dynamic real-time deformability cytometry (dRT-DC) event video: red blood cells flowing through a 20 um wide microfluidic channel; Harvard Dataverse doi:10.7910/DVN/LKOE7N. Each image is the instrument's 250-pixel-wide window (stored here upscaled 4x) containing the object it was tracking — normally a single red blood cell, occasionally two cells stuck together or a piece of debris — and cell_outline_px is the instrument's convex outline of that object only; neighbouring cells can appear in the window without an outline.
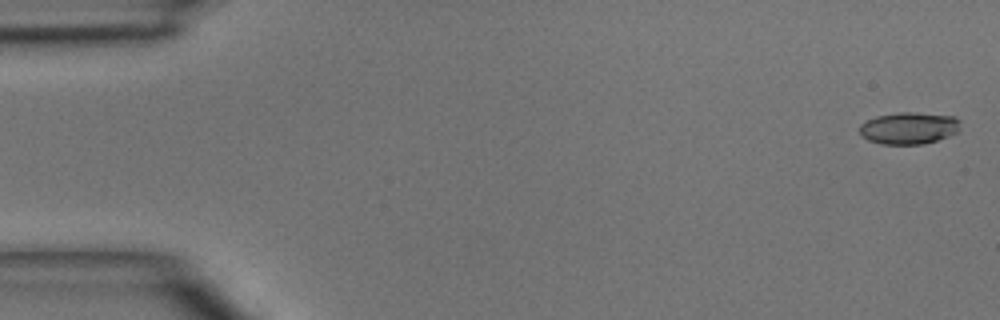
{"species": "common noctule bat (a hibernating species)", "species_latin": "Nyctalus noctula", "temperature_condition": "room temperature", "stored_images_in_passage": 6, "camera_frame_rate_fps": 3000, "um_per_image_px": 0.085, "animal": {"sex": "male", "body_mass_g": 15.6}, "frame": {"image": 1, "passage_image": 1, "time_ms": 0.0, "image_size_px": [1000, 320], "cell_outline_px": [[960, 132], [924, 144], [880, 144], [868, 140], [860, 136], [860, 124], [876, 116], [900, 112], [916, 112], [956, 116], [960, 120]], "centroid_in_image_um": [77.28, 10.88], "position_along_channel_um": 7.7, "area_um2": 19.02}}
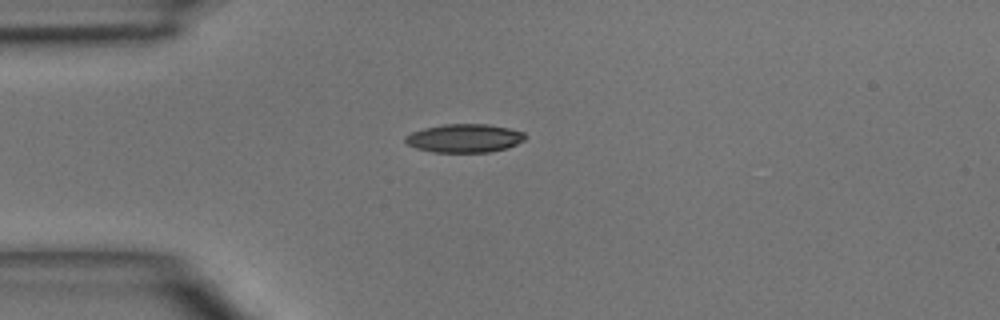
{"frame": {"image": 2, "passage_image": 4, "time_ms": 3.667, "image_size_px": [1000, 320], "cell_outline_px": [[528, 136], [524, 140], [508, 148], [488, 152], [432, 152], [416, 148], [408, 144], [404, 140], [404, 136], [412, 132], [424, 128], [444, 124], [488, 124], [508, 128], [524, 132]], "centroid_in_image_um": [39.49, 11.75], "position_along_channel_um": 45.5, "area_um2": 19.94}}
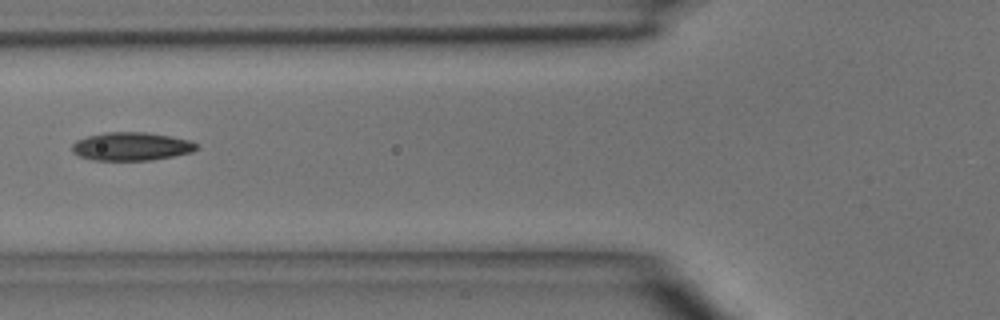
{"frame": {"image": 3, "passage_image": 6, "time_ms": 5.667, "image_size_px": [1000, 320], "cell_outline_px": [[200, 148], [192, 152], [152, 160], [92, 160], [80, 156], [72, 152], [72, 144], [76, 140], [88, 136], [104, 132], [148, 132], [188, 140], [200, 144]], "centroid_in_image_um": [11.17, 12.44], "position_along_channel_um": 114.6, "area_um2": 20.58}}